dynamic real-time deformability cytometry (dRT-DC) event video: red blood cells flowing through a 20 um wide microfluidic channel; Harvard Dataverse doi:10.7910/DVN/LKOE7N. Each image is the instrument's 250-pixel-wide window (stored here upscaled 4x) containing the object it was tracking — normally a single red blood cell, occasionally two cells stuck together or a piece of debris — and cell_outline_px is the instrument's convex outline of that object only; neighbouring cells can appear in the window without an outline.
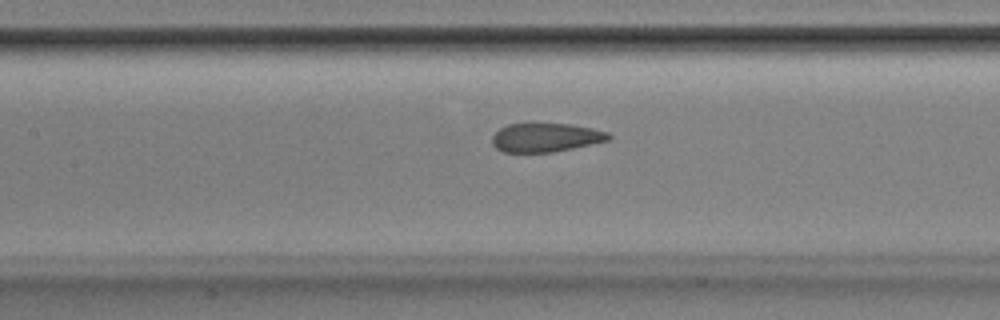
{"species": "Egyptian fruit bat (a non-hibernating species)", "species_latin": "Rousettus aegyptiacus", "temperature_condition": "room temperature", "stored_images_in_passage": 29, "camera_frame_rate_fps": 3000, "um_per_image_px": 0.085, "animal": {"sex": "male"}, "frame": {"image": 1, "passage_image": 10, "time_ms": 3.0, "image_size_px": [1000, 320], "cell_outline_px": [[612, 136], [608, 140], [572, 148], [552, 152], [504, 152], [496, 148], [492, 144], [492, 136], [500, 128], [508, 124], [532, 120], [568, 124], [592, 128], [608, 132]], "centroid_in_image_um": [46.33, 11.63], "position_along_channel_um": 161.1, "area_um2": 20.17}}
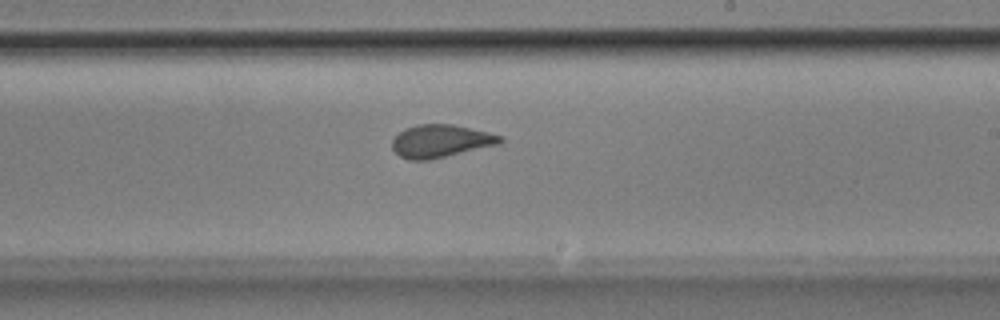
{"frame": {"image": 2, "passage_image": 17, "time_ms": 5.333, "image_size_px": [1000, 320], "cell_outline_px": [[504, 140], [500, 144], [428, 160], [408, 160], [400, 156], [392, 148], [392, 140], [404, 128], [416, 124], [452, 124], [488, 132], [504, 136]], "centroid_in_image_um": [37.47, 11.98], "position_along_channel_um": 251.5, "area_um2": 20.63}}
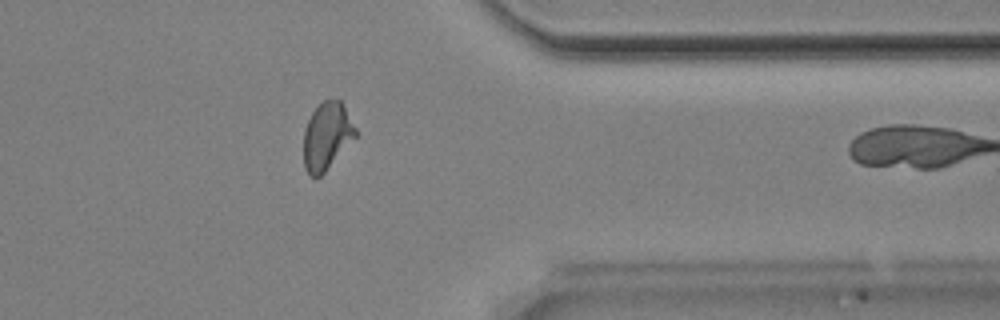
{"frame": {"image": 3, "passage_image": 28, "time_ms": 9.0, "image_size_px": [1000, 320], "cell_outline_px": [[356, 136], [324, 172], [320, 176], [312, 176], [304, 168], [304, 128], [312, 112], [324, 100], [340, 100], [356, 128]], "centroid_in_image_um": [27.76, 11.56], "position_along_channel_um": 383.6, "area_um2": 19.88}}